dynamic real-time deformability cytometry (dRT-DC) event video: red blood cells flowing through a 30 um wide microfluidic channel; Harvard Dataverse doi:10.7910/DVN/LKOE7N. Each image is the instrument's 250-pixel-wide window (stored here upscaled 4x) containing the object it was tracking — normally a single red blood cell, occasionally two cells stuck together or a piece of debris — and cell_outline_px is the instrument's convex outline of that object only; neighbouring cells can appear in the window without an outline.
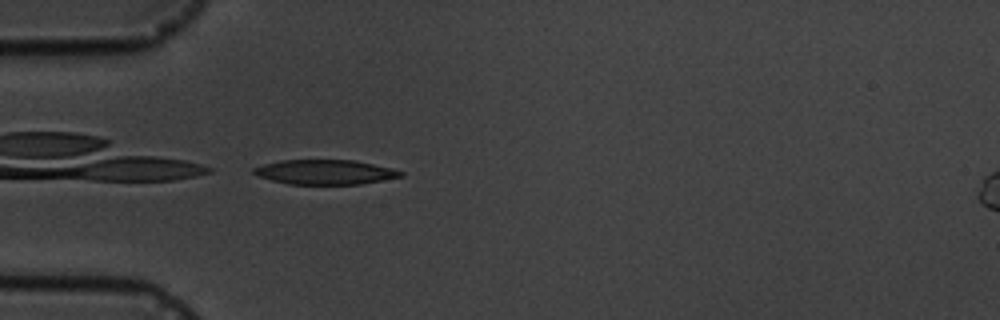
{"species": "common noctule bat (a hibernating species)", "species_latin": "Nyctalus noctula", "temperature_condition": "cold", "stored_images_in_passage": 4, "camera_frame_rate_fps": 3000, "um_per_image_px": 0.085, "animal": {"sex": "male", "body_mass_g": 19.5, "forearm_length_mm": 54.6}, "frame": {"image": 1, "passage_image": 4, "time_ms": 3.333, "image_size_px": [1000, 320], "cell_outline_px": [[404, 176], [360, 184], [288, 184], [272, 180], [260, 176], [252, 172], [252, 168], [264, 164], [280, 160], [356, 160], [392, 168], [404, 172]], "centroid_in_image_um": [27.65, 14.62], "position_along_channel_um": 57.3, "area_um2": 21.1}}